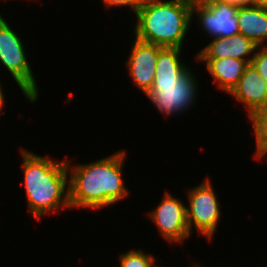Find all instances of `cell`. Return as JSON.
<instances>
[{
	"label": "cell",
	"mask_w": 267,
	"mask_h": 267,
	"mask_svg": "<svg viewBox=\"0 0 267 267\" xmlns=\"http://www.w3.org/2000/svg\"><path fill=\"white\" fill-rule=\"evenodd\" d=\"M135 38L161 47L180 48L192 25V0H145L135 13Z\"/></svg>",
	"instance_id": "3957f363"
},
{
	"label": "cell",
	"mask_w": 267,
	"mask_h": 267,
	"mask_svg": "<svg viewBox=\"0 0 267 267\" xmlns=\"http://www.w3.org/2000/svg\"><path fill=\"white\" fill-rule=\"evenodd\" d=\"M196 61L205 64L209 74L217 82V87L228 94L237 86L249 65L247 61L234 58L196 59Z\"/></svg>",
	"instance_id": "7c38bea8"
},
{
	"label": "cell",
	"mask_w": 267,
	"mask_h": 267,
	"mask_svg": "<svg viewBox=\"0 0 267 267\" xmlns=\"http://www.w3.org/2000/svg\"><path fill=\"white\" fill-rule=\"evenodd\" d=\"M119 261L120 267H161L155 264L154 255L147 254L142 249L121 253Z\"/></svg>",
	"instance_id": "2e32d148"
},
{
	"label": "cell",
	"mask_w": 267,
	"mask_h": 267,
	"mask_svg": "<svg viewBox=\"0 0 267 267\" xmlns=\"http://www.w3.org/2000/svg\"><path fill=\"white\" fill-rule=\"evenodd\" d=\"M253 6L267 8V0H253Z\"/></svg>",
	"instance_id": "44dd1931"
},
{
	"label": "cell",
	"mask_w": 267,
	"mask_h": 267,
	"mask_svg": "<svg viewBox=\"0 0 267 267\" xmlns=\"http://www.w3.org/2000/svg\"><path fill=\"white\" fill-rule=\"evenodd\" d=\"M23 40L0 14V63L15 80L29 102L38 100L39 89L27 59Z\"/></svg>",
	"instance_id": "277c9868"
},
{
	"label": "cell",
	"mask_w": 267,
	"mask_h": 267,
	"mask_svg": "<svg viewBox=\"0 0 267 267\" xmlns=\"http://www.w3.org/2000/svg\"><path fill=\"white\" fill-rule=\"evenodd\" d=\"M229 95L243 103L247 109L248 118L257 111L267 108V82L251 63Z\"/></svg>",
	"instance_id": "8fae6325"
},
{
	"label": "cell",
	"mask_w": 267,
	"mask_h": 267,
	"mask_svg": "<svg viewBox=\"0 0 267 267\" xmlns=\"http://www.w3.org/2000/svg\"><path fill=\"white\" fill-rule=\"evenodd\" d=\"M131 46L127 69L134 86L145 95L153 86L158 53L163 47L136 38Z\"/></svg>",
	"instance_id": "9c48e42d"
},
{
	"label": "cell",
	"mask_w": 267,
	"mask_h": 267,
	"mask_svg": "<svg viewBox=\"0 0 267 267\" xmlns=\"http://www.w3.org/2000/svg\"><path fill=\"white\" fill-rule=\"evenodd\" d=\"M236 16L239 34L253 40L258 46L267 45V8L238 7Z\"/></svg>",
	"instance_id": "4fadbf2b"
},
{
	"label": "cell",
	"mask_w": 267,
	"mask_h": 267,
	"mask_svg": "<svg viewBox=\"0 0 267 267\" xmlns=\"http://www.w3.org/2000/svg\"><path fill=\"white\" fill-rule=\"evenodd\" d=\"M251 64L255 67L259 75L267 82V45L259 46L257 48Z\"/></svg>",
	"instance_id": "e0dca14e"
},
{
	"label": "cell",
	"mask_w": 267,
	"mask_h": 267,
	"mask_svg": "<svg viewBox=\"0 0 267 267\" xmlns=\"http://www.w3.org/2000/svg\"><path fill=\"white\" fill-rule=\"evenodd\" d=\"M258 47L253 40L242 34H236L228 38L216 37L212 38L209 44L197 53L195 58H234L247 61L250 64Z\"/></svg>",
	"instance_id": "30bf717a"
},
{
	"label": "cell",
	"mask_w": 267,
	"mask_h": 267,
	"mask_svg": "<svg viewBox=\"0 0 267 267\" xmlns=\"http://www.w3.org/2000/svg\"><path fill=\"white\" fill-rule=\"evenodd\" d=\"M237 9V6L218 0H192V21L196 15L199 27L211 39L228 38L239 34Z\"/></svg>",
	"instance_id": "52a82bcc"
},
{
	"label": "cell",
	"mask_w": 267,
	"mask_h": 267,
	"mask_svg": "<svg viewBox=\"0 0 267 267\" xmlns=\"http://www.w3.org/2000/svg\"><path fill=\"white\" fill-rule=\"evenodd\" d=\"M182 49L163 47L157 58L154 82L178 80L189 68L180 58Z\"/></svg>",
	"instance_id": "5bb4252c"
},
{
	"label": "cell",
	"mask_w": 267,
	"mask_h": 267,
	"mask_svg": "<svg viewBox=\"0 0 267 267\" xmlns=\"http://www.w3.org/2000/svg\"><path fill=\"white\" fill-rule=\"evenodd\" d=\"M106 8L112 7H129L131 10L136 13L139 7L144 3L145 0H102Z\"/></svg>",
	"instance_id": "ac0fdd59"
},
{
	"label": "cell",
	"mask_w": 267,
	"mask_h": 267,
	"mask_svg": "<svg viewBox=\"0 0 267 267\" xmlns=\"http://www.w3.org/2000/svg\"><path fill=\"white\" fill-rule=\"evenodd\" d=\"M4 103H5V98H4V93H3V89H2V85L0 81V116L3 110Z\"/></svg>",
	"instance_id": "ffe728a7"
},
{
	"label": "cell",
	"mask_w": 267,
	"mask_h": 267,
	"mask_svg": "<svg viewBox=\"0 0 267 267\" xmlns=\"http://www.w3.org/2000/svg\"><path fill=\"white\" fill-rule=\"evenodd\" d=\"M125 157L120 150L87 164L71 166L67 160L70 208L99 210L127 198L122 178Z\"/></svg>",
	"instance_id": "6da1fadb"
},
{
	"label": "cell",
	"mask_w": 267,
	"mask_h": 267,
	"mask_svg": "<svg viewBox=\"0 0 267 267\" xmlns=\"http://www.w3.org/2000/svg\"><path fill=\"white\" fill-rule=\"evenodd\" d=\"M204 180L187 191L189 206H186V218L191 234L194 227L197 234L208 238L207 240H212L222 213L211 180L208 177Z\"/></svg>",
	"instance_id": "8992f818"
},
{
	"label": "cell",
	"mask_w": 267,
	"mask_h": 267,
	"mask_svg": "<svg viewBox=\"0 0 267 267\" xmlns=\"http://www.w3.org/2000/svg\"><path fill=\"white\" fill-rule=\"evenodd\" d=\"M255 134V159L261 160L267 155V108L254 113L250 118Z\"/></svg>",
	"instance_id": "9a60e30c"
},
{
	"label": "cell",
	"mask_w": 267,
	"mask_h": 267,
	"mask_svg": "<svg viewBox=\"0 0 267 267\" xmlns=\"http://www.w3.org/2000/svg\"><path fill=\"white\" fill-rule=\"evenodd\" d=\"M189 68L178 80L153 82L145 95L166 117L184 113L194 105L198 96V81Z\"/></svg>",
	"instance_id": "5b68a950"
},
{
	"label": "cell",
	"mask_w": 267,
	"mask_h": 267,
	"mask_svg": "<svg viewBox=\"0 0 267 267\" xmlns=\"http://www.w3.org/2000/svg\"><path fill=\"white\" fill-rule=\"evenodd\" d=\"M191 267H202L201 265H199L198 263H193Z\"/></svg>",
	"instance_id": "7402d4cb"
},
{
	"label": "cell",
	"mask_w": 267,
	"mask_h": 267,
	"mask_svg": "<svg viewBox=\"0 0 267 267\" xmlns=\"http://www.w3.org/2000/svg\"><path fill=\"white\" fill-rule=\"evenodd\" d=\"M218 1L234 5L237 7L253 6V0H218Z\"/></svg>",
	"instance_id": "d6986e66"
},
{
	"label": "cell",
	"mask_w": 267,
	"mask_h": 267,
	"mask_svg": "<svg viewBox=\"0 0 267 267\" xmlns=\"http://www.w3.org/2000/svg\"><path fill=\"white\" fill-rule=\"evenodd\" d=\"M162 198L155 209L148 212V217L167 241L172 244L182 243L191 237L186 218V205L166 191Z\"/></svg>",
	"instance_id": "ba28073f"
},
{
	"label": "cell",
	"mask_w": 267,
	"mask_h": 267,
	"mask_svg": "<svg viewBox=\"0 0 267 267\" xmlns=\"http://www.w3.org/2000/svg\"><path fill=\"white\" fill-rule=\"evenodd\" d=\"M20 151L31 216L38 220L60 209H71L67 159L53 161L48 156L37 155L23 147Z\"/></svg>",
	"instance_id": "7a4b0ae2"
}]
</instances>
